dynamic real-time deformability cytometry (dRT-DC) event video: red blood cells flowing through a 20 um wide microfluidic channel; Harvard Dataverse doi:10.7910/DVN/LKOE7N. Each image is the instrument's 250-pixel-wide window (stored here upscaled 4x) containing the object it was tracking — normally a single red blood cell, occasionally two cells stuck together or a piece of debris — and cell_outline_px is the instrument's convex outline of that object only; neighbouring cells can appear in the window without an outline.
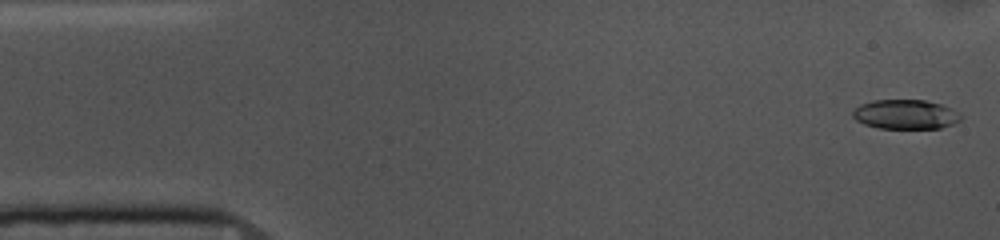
{"species": "common noctule bat (a hibernating species)", "species_latin": "Nyctalus noctula", "temperature_condition": "cold", "stored_images_in_passage": 53, "camera_frame_rate_fps": 3000, "um_per_image_px": 0.085, "animal": {"sex": "female", "body_mass_g": 10.0, "forearm_length_mm": 53.1}, "frame": {"image": 1, "passage_image": 1, "time_ms": 0.0, "image_size_px": [1000, 240], "cell_outline_px": [[964, 116], [960, 120], [952, 124], [940, 128], [880, 128], [864, 124], [856, 120], [852, 116], [852, 112], [860, 104], [872, 100], [924, 100], [940, 104], [952, 108], [960, 112]], "centroid_in_image_um": [76.99, 9.71], "position_along_channel_um": 8.0, "area_um2": 18.61}}
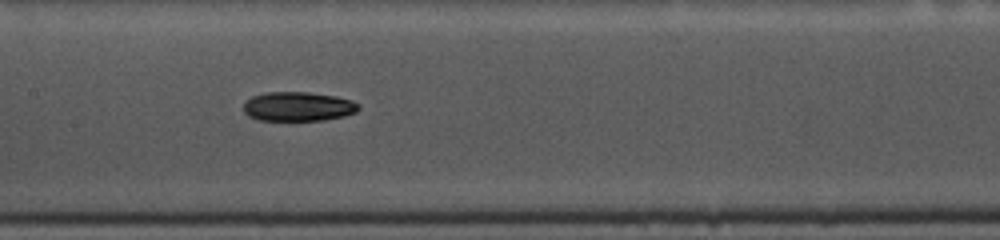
{"frame": {"image": 2, "passage_image": 24, "time_ms": 7.667, "image_size_px": [1000, 240], "cell_outline_px": [[360, 108], [356, 112], [344, 116], [324, 120], [260, 120], [248, 116], [244, 112], [244, 104], [252, 96], [264, 92], [308, 92], [336, 96], [352, 100], [360, 104]], "centroid_in_image_um": [25.36, 9.05], "position_along_channel_um": 182.0, "area_um2": 19.71}}
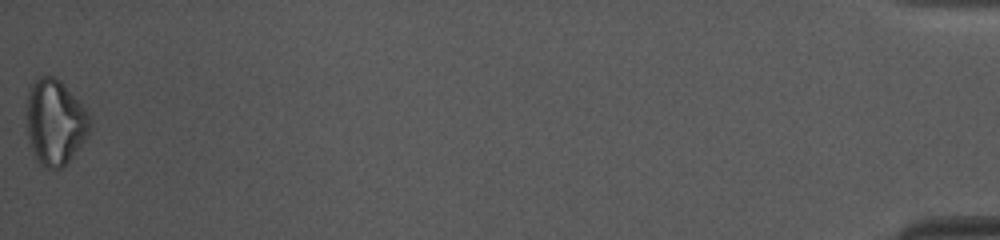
{"frame": {"image": 3, "passage_image": 53, "time_ms": 17.333, "image_size_px": [1000, 240], "cell_outline_px": [[88, 136], [64, 168], [48, 168], [40, 164], [36, 160], [28, 136], [28, 92], [32, 84], [40, 76], [52, 76], [60, 80], [88, 112]], "centroid_in_image_um": [4.68, 10.41], "position_along_channel_um": 430.5, "area_um2": 30.92}, "authors_computed_cell_mechanics": {"area_um2": 20.0566, "velocity_mm_per_s": 3.6681, "shape_relaxation_time_tau1_ms": 5.8071, "shape_relaxation_time_tau2_ms": null, "deformation_change_tau1": 0.1209, "deformation_change_tau2": null}}